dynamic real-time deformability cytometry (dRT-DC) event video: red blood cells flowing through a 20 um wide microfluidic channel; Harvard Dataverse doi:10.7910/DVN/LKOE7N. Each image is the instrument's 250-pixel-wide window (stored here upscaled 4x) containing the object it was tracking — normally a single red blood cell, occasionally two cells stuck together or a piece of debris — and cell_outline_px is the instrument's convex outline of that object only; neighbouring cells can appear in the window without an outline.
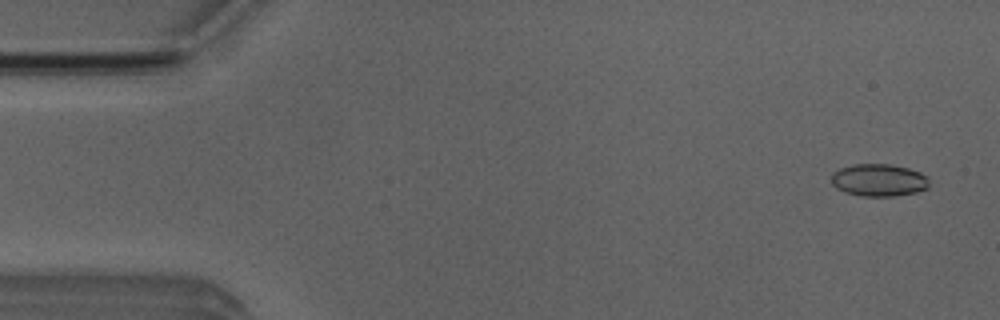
{"species": "Egyptian fruit bat (a non-hibernating species)", "species_latin": "Rousettus aegyptiacus", "temperature_condition": "room temperature", "stored_images_in_passage": 50, "camera_frame_rate_fps": 3000, "um_per_image_px": 0.085, "animal": {"sex": "male"}, "frame": {"image": 1, "passage_image": 2, "time_ms": 0.333, "image_size_px": [1000, 320], "cell_outline_px": [[928, 188], [916, 192], [896, 196], [860, 196], [844, 192], [836, 188], [832, 184], [832, 172], [840, 168], [852, 164], [888, 164], [908, 168], [920, 172], [928, 176]], "centroid_in_image_um": [74.69, 15.31], "position_along_channel_um": 10.3, "area_um2": 18.61}}
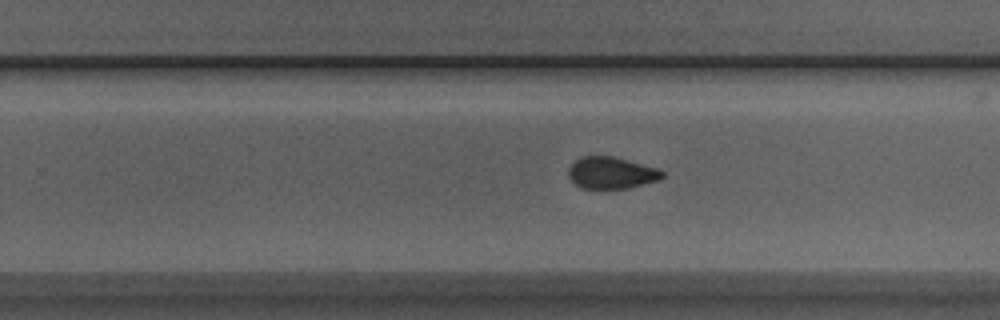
{"frame": {"image": 2, "passage_image": 31, "time_ms": 10.0, "image_size_px": [1000, 320], "cell_outline_px": [[664, 176], [660, 180], [628, 188], [580, 188], [568, 176], [568, 168], [580, 156], [612, 156], [660, 168], [664, 172]], "centroid_in_image_um": [51.99, 14.68], "position_along_channel_um": 277.8, "area_um2": 17.46}}
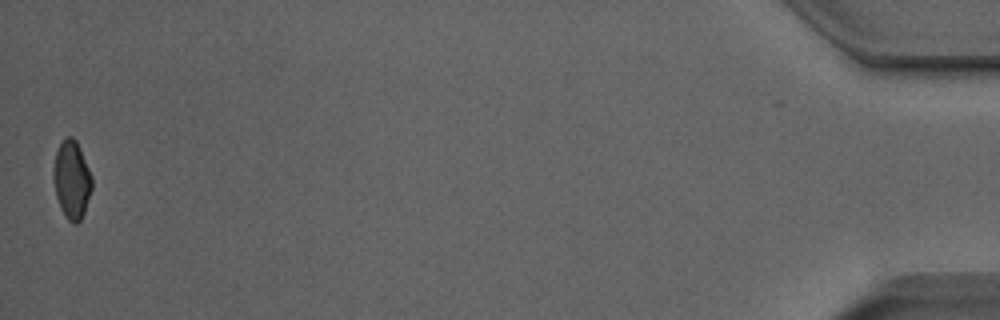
{"frame": {"image": 3, "passage_image": 50, "time_ms": 16.333, "image_size_px": [1000, 320], "cell_outline_px": [[92, 188], [84, 212], [80, 220], [76, 224], [72, 224], [64, 216], [60, 208], [56, 196], [52, 176], [52, 172], [56, 152], [64, 136], [72, 136], [76, 140], [80, 148], [92, 176]], "centroid_in_image_um": [6.08, 15.27], "position_along_channel_um": 429.1, "area_um2": 17.69}, "authors_computed_cell_mechanics": {"area_um2": 18.0914, "velocity_mm_per_s": 4.011, "shape_relaxation_time_tau1_ms": null, "shape_relaxation_time_tau2_ms": 1.1431, "deformation_change_tau1": null, "deformation_change_tau2": 0.0569}}